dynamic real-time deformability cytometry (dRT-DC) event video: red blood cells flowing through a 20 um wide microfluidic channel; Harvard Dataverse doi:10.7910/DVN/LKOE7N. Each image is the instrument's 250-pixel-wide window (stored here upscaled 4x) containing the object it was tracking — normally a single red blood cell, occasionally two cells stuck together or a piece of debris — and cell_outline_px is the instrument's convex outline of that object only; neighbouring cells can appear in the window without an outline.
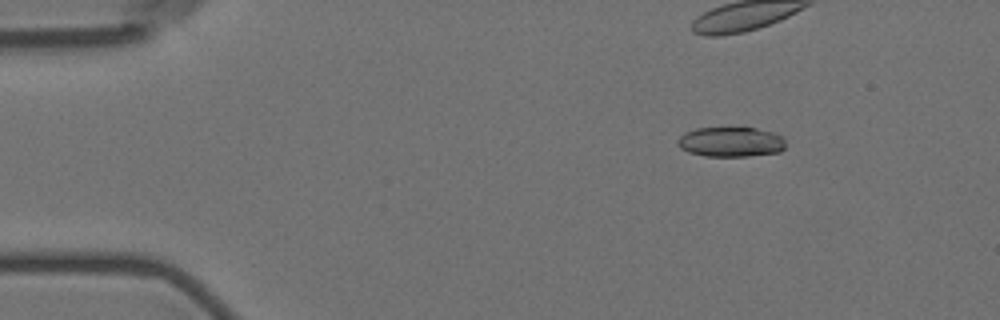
{"species": "Egyptian fruit bat (a non-hibernating species)", "species_latin": "Rousettus aegyptiacus", "temperature_condition": "room temperature", "stored_images_in_passage": 5, "camera_frame_rate_fps": 3000, "um_per_image_px": 0.085, "animal": {"sex": "female"}, "frame": {"image": 1, "passage_image": 3, "time_ms": 2.667, "image_size_px": [1000, 320], "cell_outline_px": [[784, 148], [780, 152], [748, 156], [704, 156], [688, 152], [680, 148], [676, 144], [676, 140], [684, 132], [696, 128], [756, 128], [772, 132], [784, 136]], "centroid_in_image_um": [62.09, 12.06], "position_along_channel_um": 22.9, "area_um2": 18.96}}